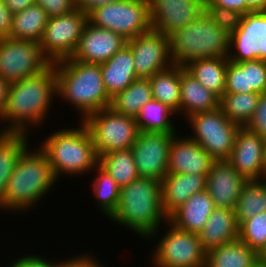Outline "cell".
<instances>
[{"label": "cell", "instance_id": "cell-1", "mask_svg": "<svg viewBox=\"0 0 266 267\" xmlns=\"http://www.w3.org/2000/svg\"><path fill=\"white\" fill-rule=\"evenodd\" d=\"M53 96L57 97L54 63L37 75L10 84L4 113L0 118L3 124H7L0 132L30 134V127L42 126L41 123L49 115L48 110H51Z\"/></svg>", "mask_w": 266, "mask_h": 267}, {"label": "cell", "instance_id": "cell-2", "mask_svg": "<svg viewBox=\"0 0 266 267\" xmlns=\"http://www.w3.org/2000/svg\"><path fill=\"white\" fill-rule=\"evenodd\" d=\"M110 219L134 230L143 239H153L161 222L168 221L162 207L161 181L138 178L120 187L119 202Z\"/></svg>", "mask_w": 266, "mask_h": 267}, {"label": "cell", "instance_id": "cell-3", "mask_svg": "<svg viewBox=\"0 0 266 267\" xmlns=\"http://www.w3.org/2000/svg\"><path fill=\"white\" fill-rule=\"evenodd\" d=\"M57 96L71 104L82 115L110 107L111 97L105 90L100 64L84 63L71 58L54 62Z\"/></svg>", "mask_w": 266, "mask_h": 267}, {"label": "cell", "instance_id": "cell-4", "mask_svg": "<svg viewBox=\"0 0 266 267\" xmlns=\"http://www.w3.org/2000/svg\"><path fill=\"white\" fill-rule=\"evenodd\" d=\"M55 182L47 155L39 147L31 152L27 148L9 177L0 209L26 211L43 199Z\"/></svg>", "mask_w": 266, "mask_h": 267}, {"label": "cell", "instance_id": "cell-5", "mask_svg": "<svg viewBox=\"0 0 266 267\" xmlns=\"http://www.w3.org/2000/svg\"><path fill=\"white\" fill-rule=\"evenodd\" d=\"M63 128L51 133L39 148L47 155L56 179L64 174L83 175L94 171L99 163L87 128Z\"/></svg>", "mask_w": 266, "mask_h": 267}, {"label": "cell", "instance_id": "cell-6", "mask_svg": "<svg viewBox=\"0 0 266 267\" xmlns=\"http://www.w3.org/2000/svg\"><path fill=\"white\" fill-rule=\"evenodd\" d=\"M229 35L204 11L196 20L169 36L173 65L184 67L197 59L227 57Z\"/></svg>", "mask_w": 266, "mask_h": 267}, {"label": "cell", "instance_id": "cell-7", "mask_svg": "<svg viewBox=\"0 0 266 267\" xmlns=\"http://www.w3.org/2000/svg\"><path fill=\"white\" fill-rule=\"evenodd\" d=\"M80 122L87 128L98 158L112 151L132 148L139 134L135 118L122 115L110 107Z\"/></svg>", "mask_w": 266, "mask_h": 267}, {"label": "cell", "instance_id": "cell-8", "mask_svg": "<svg viewBox=\"0 0 266 267\" xmlns=\"http://www.w3.org/2000/svg\"><path fill=\"white\" fill-rule=\"evenodd\" d=\"M88 21L128 41L152 29L150 0H121L99 6L88 14Z\"/></svg>", "mask_w": 266, "mask_h": 267}, {"label": "cell", "instance_id": "cell-9", "mask_svg": "<svg viewBox=\"0 0 266 267\" xmlns=\"http://www.w3.org/2000/svg\"><path fill=\"white\" fill-rule=\"evenodd\" d=\"M193 130V141L198 143L214 160H229L240 126L231 122L217 108L195 113L186 119Z\"/></svg>", "mask_w": 266, "mask_h": 267}, {"label": "cell", "instance_id": "cell-10", "mask_svg": "<svg viewBox=\"0 0 266 267\" xmlns=\"http://www.w3.org/2000/svg\"><path fill=\"white\" fill-rule=\"evenodd\" d=\"M168 230L158 239L152 254L154 267H205L207 252L196 233L180 230L166 222Z\"/></svg>", "mask_w": 266, "mask_h": 267}, {"label": "cell", "instance_id": "cell-11", "mask_svg": "<svg viewBox=\"0 0 266 267\" xmlns=\"http://www.w3.org/2000/svg\"><path fill=\"white\" fill-rule=\"evenodd\" d=\"M51 64L38 42L11 37L0 40V77L9 84L37 75Z\"/></svg>", "mask_w": 266, "mask_h": 267}, {"label": "cell", "instance_id": "cell-12", "mask_svg": "<svg viewBox=\"0 0 266 267\" xmlns=\"http://www.w3.org/2000/svg\"><path fill=\"white\" fill-rule=\"evenodd\" d=\"M87 21L88 15L79 9L48 18L39 44L51 63L71 58Z\"/></svg>", "mask_w": 266, "mask_h": 267}, {"label": "cell", "instance_id": "cell-13", "mask_svg": "<svg viewBox=\"0 0 266 267\" xmlns=\"http://www.w3.org/2000/svg\"><path fill=\"white\" fill-rule=\"evenodd\" d=\"M176 133L139 132L132 155L140 178L162 181L168 173L171 141Z\"/></svg>", "mask_w": 266, "mask_h": 267}, {"label": "cell", "instance_id": "cell-14", "mask_svg": "<svg viewBox=\"0 0 266 267\" xmlns=\"http://www.w3.org/2000/svg\"><path fill=\"white\" fill-rule=\"evenodd\" d=\"M227 59L236 63L266 61V11L243 15L240 26L229 35Z\"/></svg>", "mask_w": 266, "mask_h": 267}, {"label": "cell", "instance_id": "cell-15", "mask_svg": "<svg viewBox=\"0 0 266 267\" xmlns=\"http://www.w3.org/2000/svg\"><path fill=\"white\" fill-rule=\"evenodd\" d=\"M126 44L133 53L135 72L138 78H150L173 65L170 55V37L153 29Z\"/></svg>", "mask_w": 266, "mask_h": 267}, {"label": "cell", "instance_id": "cell-16", "mask_svg": "<svg viewBox=\"0 0 266 267\" xmlns=\"http://www.w3.org/2000/svg\"><path fill=\"white\" fill-rule=\"evenodd\" d=\"M205 11V0H150L153 30L170 36L196 20Z\"/></svg>", "mask_w": 266, "mask_h": 267}, {"label": "cell", "instance_id": "cell-17", "mask_svg": "<svg viewBox=\"0 0 266 267\" xmlns=\"http://www.w3.org/2000/svg\"><path fill=\"white\" fill-rule=\"evenodd\" d=\"M126 42L127 40L120 34L96 27L87 21L71 59L84 63L101 64L124 47Z\"/></svg>", "mask_w": 266, "mask_h": 267}, {"label": "cell", "instance_id": "cell-18", "mask_svg": "<svg viewBox=\"0 0 266 267\" xmlns=\"http://www.w3.org/2000/svg\"><path fill=\"white\" fill-rule=\"evenodd\" d=\"M264 144L263 138L245 127H240L236 133L229 161L247 181H258L264 178Z\"/></svg>", "mask_w": 266, "mask_h": 267}, {"label": "cell", "instance_id": "cell-19", "mask_svg": "<svg viewBox=\"0 0 266 267\" xmlns=\"http://www.w3.org/2000/svg\"><path fill=\"white\" fill-rule=\"evenodd\" d=\"M247 182L229 160H214L207 174L206 190L215 207L235 210L239 195Z\"/></svg>", "mask_w": 266, "mask_h": 267}, {"label": "cell", "instance_id": "cell-20", "mask_svg": "<svg viewBox=\"0 0 266 267\" xmlns=\"http://www.w3.org/2000/svg\"><path fill=\"white\" fill-rule=\"evenodd\" d=\"M177 136V137H176ZM214 159L189 137L175 135L171 141L168 173L207 175Z\"/></svg>", "mask_w": 266, "mask_h": 267}, {"label": "cell", "instance_id": "cell-21", "mask_svg": "<svg viewBox=\"0 0 266 267\" xmlns=\"http://www.w3.org/2000/svg\"><path fill=\"white\" fill-rule=\"evenodd\" d=\"M207 175L167 173L161 181L162 207L169 217L188 198L206 189Z\"/></svg>", "mask_w": 266, "mask_h": 267}, {"label": "cell", "instance_id": "cell-22", "mask_svg": "<svg viewBox=\"0 0 266 267\" xmlns=\"http://www.w3.org/2000/svg\"><path fill=\"white\" fill-rule=\"evenodd\" d=\"M198 236L206 252L238 240L239 225L235 210L216 207Z\"/></svg>", "mask_w": 266, "mask_h": 267}, {"label": "cell", "instance_id": "cell-23", "mask_svg": "<svg viewBox=\"0 0 266 267\" xmlns=\"http://www.w3.org/2000/svg\"><path fill=\"white\" fill-rule=\"evenodd\" d=\"M215 208L214 201L205 189L188 198L168 217V221L180 230L198 234Z\"/></svg>", "mask_w": 266, "mask_h": 267}, {"label": "cell", "instance_id": "cell-24", "mask_svg": "<svg viewBox=\"0 0 266 267\" xmlns=\"http://www.w3.org/2000/svg\"><path fill=\"white\" fill-rule=\"evenodd\" d=\"M100 68L105 90L111 98L138 78L133 53L127 44L108 61L101 63Z\"/></svg>", "mask_w": 266, "mask_h": 267}, {"label": "cell", "instance_id": "cell-25", "mask_svg": "<svg viewBox=\"0 0 266 267\" xmlns=\"http://www.w3.org/2000/svg\"><path fill=\"white\" fill-rule=\"evenodd\" d=\"M180 114L189 117L195 113L211 111L219 108V98L206 89L185 69L181 72Z\"/></svg>", "mask_w": 266, "mask_h": 267}, {"label": "cell", "instance_id": "cell-26", "mask_svg": "<svg viewBox=\"0 0 266 267\" xmlns=\"http://www.w3.org/2000/svg\"><path fill=\"white\" fill-rule=\"evenodd\" d=\"M227 66V57H213L191 61L184 68L220 99L225 93Z\"/></svg>", "mask_w": 266, "mask_h": 267}, {"label": "cell", "instance_id": "cell-27", "mask_svg": "<svg viewBox=\"0 0 266 267\" xmlns=\"http://www.w3.org/2000/svg\"><path fill=\"white\" fill-rule=\"evenodd\" d=\"M261 256L239 239L207 252L205 267H252Z\"/></svg>", "mask_w": 266, "mask_h": 267}, {"label": "cell", "instance_id": "cell-28", "mask_svg": "<svg viewBox=\"0 0 266 267\" xmlns=\"http://www.w3.org/2000/svg\"><path fill=\"white\" fill-rule=\"evenodd\" d=\"M184 69L182 66L172 65L149 78L153 99L167 105L176 114L180 112L181 72Z\"/></svg>", "mask_w": 266, "mask_h": 267}, {"label": "cell", "instance_id": "cell-29", "mask_svg": "<svg viewBox=\"0 0 266 267\" xmlns=\"http://www.w3.org/2000/svg\"><path fill=\"white\" fill-rule=\"evenodd\" d=\"M28 139L26 133L0 132V204L17 161L23 152L29 148Z\"/></svg>", "mask_w": 266, "mask_h": 267}, {"label": "cell", "instance_id": "cell-30", "mask_svg": "<svg viewBox=\"0 0 266 267\" xmlns=\"http://www.w3.org/2000/svg\"><path fill=\"white\" fill-rule=\"evenodd\" d=\"M46 11L38 4L15 12L11 28V38L40 43L48 22Z\"/></svg>", "mask_w": 266, "mask_h": 267}, {"label": "cell", "instance_id": "cell-31", "mask_svg": "<svg viewBox=\"0 0 266 267\" xmlns=\"http://www.w3.org/2000/svg\"><path fill=\"white\" fill-rule=\"evenodd\" d=\"M152 99L149 78H137L111 98L110 108L122 115L135 118L140 108Z\"/></svg>", "mask_w": 266, "mask_h": 267}, {"label": "cell", "instance_id": "cell-32", "mask_svg": "<svg viewBox=\"0 0 266 267\" xmlns=\"http://www.w3.org/2000/svg\"><path fill=\"white\" fill-rule=\"evenodd\" d=\"M172 114L176 113L162 102L152 99L140 108L135 121L139 132L176 133Z\"/></svg>", "mask_w": 266, "mask_h": 267}, {"label": "cell", "instance_id": "cell-33", "mask_svg": "<svg viewBox=\"0 0 266 267\" xmlns=\"http://www.w3.org/2000/svg\"><path fill=\"white\" fill-rule=\"evenodd\" d=\"M122 187L140 178L132 149L116 150L99 157L98 163Z\"/></svg>", "mask_w": 266, "mask_h": 267}, {"label": "cell", "instance_id": "cell-34", "mask_svg": "<svg viewBox=\"0 0 266 267\" xmlns=\"http://www.w3.org/2000/svg\"><path fill=\"white\" fill-rule=\"evenodd\" d=\"M261 94L224 93L219 99V108L222 113L240 127H244L253 115Z\"/></svg>", "mask_w": 266, "mask_h": 267}, {"label": "cell", "instance_id": "cell-35", "mask_svg": "<svg viewBox=\"0 0 266 267\" xmlns=\"http://www.w3.org/2000/svg\"><path fill=\"white\" fill-rule=\"evenodd\" d=\"M266 212V184L263 180L248 181L242 188L235 215L238 225L255 215Z\"/></svg>", "mask_w": 266, "mask_h": 267}, {"label": "cell", "instance_id": "cell-36", "mask_svg": "<svg viewBox=\"0 0 266 267\" xmlns=\"http://www.w3.org/2000/svg\"><path fill=\"white\" fill-rule=\"evenodd\" d=\"M96 177L93 178L92 189L100 211L111 218L119 202L120 186L99 164L96 166Z\"/></svg>", "mask_w": 266, "mask_h": 267}, {"label": "cell", "instance_id": "cell-37", "mask_svg": "<svg viewBox=\"0 0 266 267\" xmlns=\"http://www.w3.org/2000/svg\"><path fill=\"white\" fill-rule=\"evenodd\" d=\"M239 240L262 256L266 251V212L244 220L239 225Z\"/></svg>", "mask_w": 266, "mask_h": 267}, {"label": "cell", "instance_id": "cell-38", "mask_svg": "<svg viewBox=\"0 0 266 267\" xmlns=\"http://www.w3.org/2000/svg\"><path fill=\"white\" fill-rule=\"evenodd\" d=\"M239 64L246 71L248 92L263 94L266 92V61L250 60Z\"/></svg>", "mask_w": 266, "mask_h": 267}, {"label": "cell", "instance_id": "cell-39", "mask_svg": "<svg viewBox=\"0 0 266 267\" xmlns=\"http://www.w3.org/2000/svg\"><path fill=\"white\" fill-rule=\"evenodd\" d=\"M205 11L215 24L225 29L229 34L240 26L243 18V14L239 11L220 6H205Z\"/></svg>", "mask_w": 266, "mask_h": 267}, {"label": "cell", "instance_id": "cell-40", "mask_svg": "<svg viewBox=\"0 0 266 267\" xmlns=\"http://www.w3.org/2000/svg\"><path fill=\"white\" fill-rule=\"evenodd\" d=\"M225 93H249L245 69L236 62L228 60Z\"/></svg>", "mask_w": 266, "mask_h": 267}, {"label": "cell", "instance_id": "cell-41", "mask_svg": "<svg viewBox=\"0 0 266 267\" xmlns=\"http://www.w3.org/2000/svg\"><path fill=\"white\" fill-rule=\"evenodd\" d=\"M244 127L266 139V92L261 94L253 115Z\"/></svg>", "mask_w": 266, "mask_h": 267}, {"label": "cell", "instance_id": "cell-42", "mask_svg": "<svg viewBox=\"0 0 266 267\" xmlns=\"http://www.w3.org/2000/svg\"><path fill=\"white\" fill-rule=\"evenodd\" d=\"M35 4L41 6L48 17L68 14L76 9L75 0H34Z\"/></svg>", "mask_w": 266, "mask_h": 267}, {"label": "cell", "instance_id": "cell-43", "mask_svg": "<svg viewBox=\"0 0 266 267\" xmlns=\"http://www.w3.org/2000/svg\"><path fill=\"white\" fill-rule=\"evenodd\" d=\"M58 262L59 261L55 262L53 260L49 261L44 257L42 258L34 254H25V256L18 257L16 260L9 263L10 265L8 267H58Z\"/></svg>", "mask_w": 266, "mask_h": 267}, {"label": "cell", "instance_id": "cell-44", "mask_svg": "<svg viewBox=\"0 0 266 267\" xmlns=\"http://www.w3.org/2000/svg\"><path fill=\"white\" fill-rule=\"evenodd\" d=\"M58 267H103V264L98 262L97 259L90 254H81V256H73L67 260H62L58 262Z\"/></svg>", "mask_w": 266, "mask_h": 267}, {"label": "cell", "instance_id": "cell-45", "mask_svg": "<svg viewBox=\"0 0 266 267\" xmlns=\"http://www.w3.org/2000/svg\"><path fill=\"white\" fill-rule=\"evenodd\" d=\"M14 13L0 0V40L11 37V28Z\"/></svg>", "mask_w": 266, "mask_h": 267}, {"label": "cell", "instance_id": "cell-46", "mask_svg": "<svg viewBox=\"0 0 266 267\" xmlns=\"http://www.w3.org/2000/svg\"><path fill=\"white\" fill-rule=\"evenodd\" d=\"M205 6H220L239 11L243 15L252 12L245 4V0H205Z\"/></svg>", "mask_w": 266, "mask_h": 267}, {"label": "cell", "instance_id": "cell-47", "mask_svg": "<svg viewBox=\"0 0 266 267\" xmlns=\"http://www.w3.org/2000/svg\"><path fill=\"white\" fill-rule=\"evenodd\" d=\"M118 1L121 0H75V4L76 9H79L88 15L99 6L115 3Z\"/></svg>", "mask_w": 266, "mask_h": 267}, {"label": "cell", "instance_id": "cell-48", "mask_svg": "<svg viewBox=\"0 0 266 267\" xmlns=\"http://www.w3.org/2000/svg\"><path fill=\"white\" fill-rule=\"evenodd\" d=\"M5 5L11 10V12H19L25 10L35 3L34 0H3Z\"/></svg>", "mask_w": 266, "mask_h": 267}, {"label": "cell", "instance_id": "cell-49", "mask_svg": "<svg viewBox=\"0 0 266 267\" xmlns=\"http://www.w3.org/2000/svg\"><path fill=\"white\" fill-rule=\"evenodd\" d=\"M10 84L0 77V118L3 116Z\"/></svg>", "mask_w": 266, "mask_h": 267}, {"label": "cell", "instance_id": "cell-50", "mask_svg": "<svg viewBox=\"0 0 266 267\" xmlns=\"http://www.w3.org/2000/svg\"><path fill=\"white\" fill-rule=\"evenodd\" d=\"M245 4L251 11H266V0H245Z\"/></svg>", "mask_w": 266, "mask_h": 267}, {"label": "cell", "instance_id": "cell-51", "mask_svg": "<svg viewBox=\"0 0 266 267\" xmlns=\"http://www.w3.org/2000/svg\"><path fill=\"white\" fill-rule=\"evenodd\" d=\"M264 177H266V139L264 144V160H263Z\"/></svg>", "mask_w": 266, "mask_h": 267}, {"label": "cell", "instance_id": "cell-52", "mask_svg": "<svg viewBox=\"0 0 266 267\" xmlns=\"http://www.w3.org/2000/svg\"><path fill=\"white\" fill-rule=\"evenodd\" d=\"M252 267H266L265 262L260 259L257 263H255Z\"/></svg>", "mask_w": 266, "mask_h": 267}, {"label": "cell", "instance_id": "cell-53", "mask_svg": "<svg viewBox=\"0 0 266 267\" xmlns=\"http://www.w3.org/2000/svg\"><path fill=\"white\" fill-rule=\"evenodd\" d=\"M261 259L265 262L266 264V251L262 254Z\"/></svg>", "mask_w": 266, "mask_h": 267}, {"label": "cell", "instance_id": "cell-54", "mask_svg": "<svg viewBox=\"0 0 266 267\" xmlns=\"http://www.w3.org/2000/svg\"><path fill=\"white\" fill-rule=\"evenodd\" d=\"M263 182L266 184V177L263 178Z\"/></svg>", "mask_w": 266, "mask_h": 267}]
</instances>
